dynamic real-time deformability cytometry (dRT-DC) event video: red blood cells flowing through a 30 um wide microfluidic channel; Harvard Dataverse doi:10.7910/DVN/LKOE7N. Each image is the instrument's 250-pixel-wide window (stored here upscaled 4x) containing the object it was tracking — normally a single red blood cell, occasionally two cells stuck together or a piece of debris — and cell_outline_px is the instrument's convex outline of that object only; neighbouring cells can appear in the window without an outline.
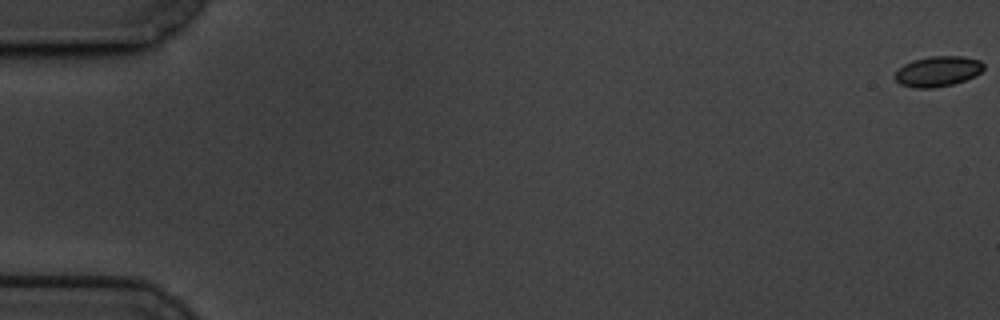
{"species": "common noctule bat (a hibernating species)", "species_latin": "Nyctalus noctula", "temperature_condition": "cold", "stored_images_in_passage": 60, "camera_frame_rate_fps": 3000, "um_per_image_px": 0.085, "animal": {"sex": "male", "body_mass_g": 19.5, "forearm_length_mm": 54.6}, "frame": {"image": 1, "passage_image": 1, "time_ms": 0.0, "image_size_px": [1000, 320], "cell_outline_px": [[984, 68], [976, 76], [952, 84], [932, 88], [916, 88], [900, 84], [892, 76], [904, 64], [912, 60], [932, 56], [964, 56], [980, 60], [984, 64]], "centroid_in_image_um": [79.71, 6.06], "position_along_channel_um": 5.3, "area_um2": 15.72}}
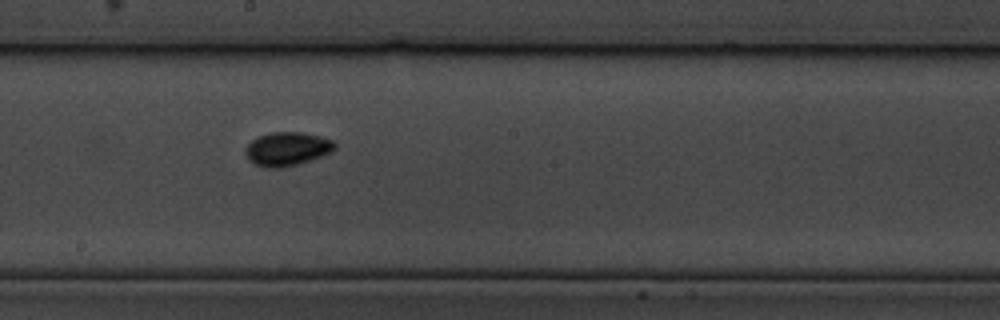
{"frame": {"image": 2, "passage_image": 34, "time_ms": 11.0, "image_size_px": [1000, 320], "cell_outline_px": [[336, 148], [332, 152], [296, 164], [280, 168], [264, 168], [248, 160], [244, 152], [244, 148], [252, 140], [260, 136], [272, 132], [300, 132], [320, 136], [332, 140], [336, 144]], "centroid_in_image_um": [24.38, 12.66], "position_along_channel_um": 223.8, "area_um2": 17.46}}
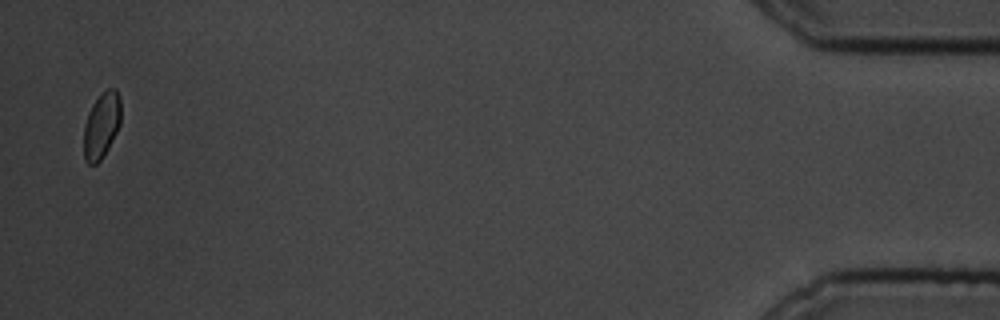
{"frame": {"image": 3, "passage_image": 59, "time_ms": 19.333, "image_size_px": [1000, 320], "cell_outline_px": [[120, 124], [108, 148], [100, 160], [96, 164], [88, 164], [84, 160], [84, 124], [88, 112], [92, 104], [108, 88], [116, 88], [120, 96]], "centroid_in_image_um": [8.62, 10.66], "position_along_channel_um": 426.6, "area_um2": 14.16}, "authors_computed_cell_mechanics": {"area_um2": 15.4904, "velocity_mm_per_s": 3.4381, "shape_relaxation_time_tau1_ms": 4.3993, "shape_relaxation_time_tau2_ms": 7.775, "deformation_change_tau1": 0.0694, "deformation_change_tau2": 0.0643}}